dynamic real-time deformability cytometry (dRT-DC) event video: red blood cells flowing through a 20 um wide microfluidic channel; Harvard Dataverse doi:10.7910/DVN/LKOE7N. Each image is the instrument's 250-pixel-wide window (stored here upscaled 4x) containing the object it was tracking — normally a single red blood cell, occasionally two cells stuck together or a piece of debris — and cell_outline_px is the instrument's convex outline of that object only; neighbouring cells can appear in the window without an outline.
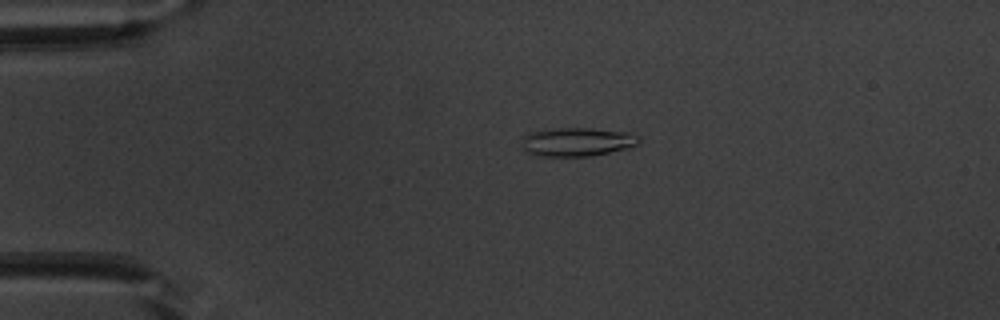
{"species": "common noctule bat (a hibernating species)", "species_latin": "Nyctalus noctula", "temperature_condition": "warm", "stored_images_in_passage": 53, "camera_frame_rate_fps": 3000, "um_per_image_px": 0.085, "animal": {"sex": "male", "body_mass_g": 20.1, "forearm_length_mm": 53.5}, "frame": {"image": 1, "passage_image": 12, "time_ms": 3.667, "image_size_px": [1000, 320], "cell_outline_px": [[640, 140], [636, 144], [628, 148], [592, 156], [544, 156], [528, 152], [520, 148], [524, 136], [528, 132], [556, 128], [592, 128], [628, 132], [640, 136]], "centroid_in_image_um": [49.05, 12.05], "position_along_channel_um": 35.9, "area_um2": 19.65}}
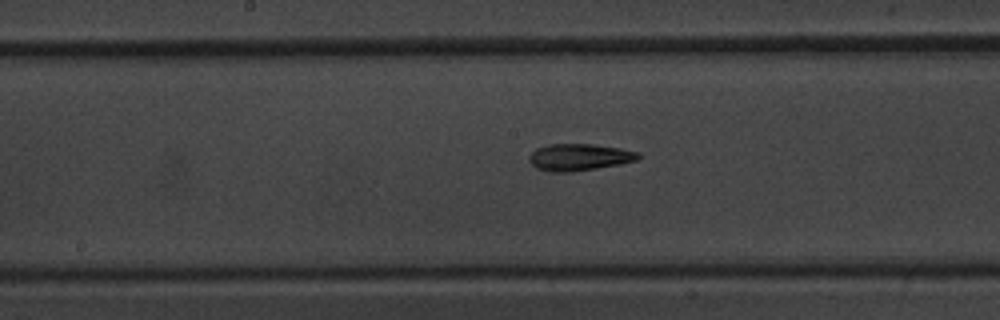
{"frame": {"image": 2, "passage_image": 28, "time_ms": 9.0, "image_size_px": [1000, 320], "cell_outline_px": [[640, 156], [636, 160], [620, 164], [572, 172], [548, 172], [536, 168], [528, 160], [528, 156], [536, 148], [548, 144], [592, 144], [620, 148], [640, 152]], "centroid_in_image_um": [49.2, 13.36], "position_along_channel_um": 199.0, "area_um2": 17.17}}
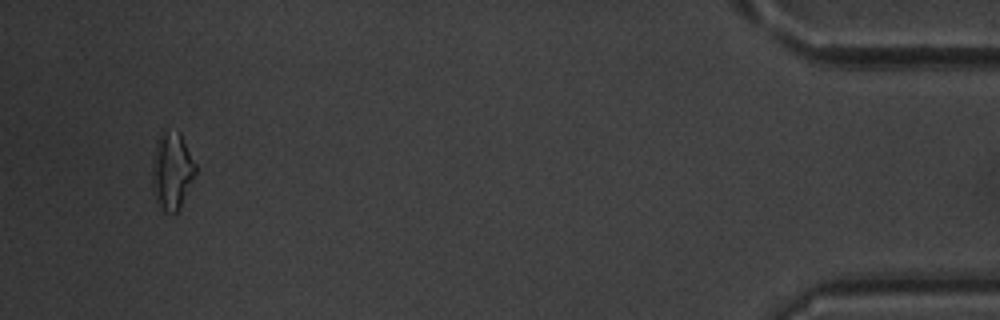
{"frame": {"image": 3, "passage_image": 51, "time_ms": 16.667, "image_size_px": [1000, 320], "cell_outline_px": [[196, 172], [176, 212], [164, 212], [156, 200], [152, 188], [152, 160], [156, 140], [160, 132], [164, 128], [180, 132], [196, 164]], "centroid_in_image_um": [14.58, 14.43], "position_along_channel_um": 420.6, "area_um2": 19.48}, "authors_computed_cell_mechanics": {"area_um2": 17.1088, "velocity_mm_per_s": 3.8298, "shape_relaxation_time_tau1_ms": 10.7201, "shape_relaxation_time_tau2_ms": 3.7537, "deformation_change_tau1": 0.2732, "deformation_change_tau2": 0.1365}}